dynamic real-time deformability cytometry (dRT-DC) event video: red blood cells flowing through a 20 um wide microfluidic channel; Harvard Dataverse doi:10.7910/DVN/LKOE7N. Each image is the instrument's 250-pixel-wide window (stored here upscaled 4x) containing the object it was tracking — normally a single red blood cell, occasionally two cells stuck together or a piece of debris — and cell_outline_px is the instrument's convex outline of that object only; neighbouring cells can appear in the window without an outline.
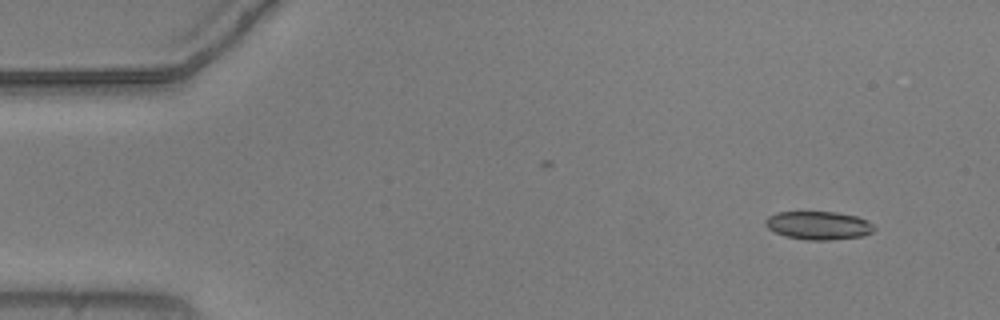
{"species": "common noctule bat (a hibernating species)", "species_latin": "Nyctalus noctula", "temperature_condition": "warm", "stored_images_in_passage": 49, "camera_frame_rate_fps": 3000, "um_per_image_px": 0.085, "animal": {"sex": "male", "body_mass_g": 20.5, "forearm_length_mm": 52.5}, "frame": {"image": 1, "passage_image": 1, "time_ms": 0.0, "image_size_px": [1000, 320], "cell_outline_px": [[876, 228], [872, 232], [864, 236], [828, 240], [808, 240], [784, 236], [768, 228], [764, 224], [764, 220], [768, 216], [776, 212], [836, 212], [856, 216], [868, 220]], "centroid_in_image_um": [69.57, 19.16], "position_along_channel_um": 15.4, "area_um2": 18.03}}
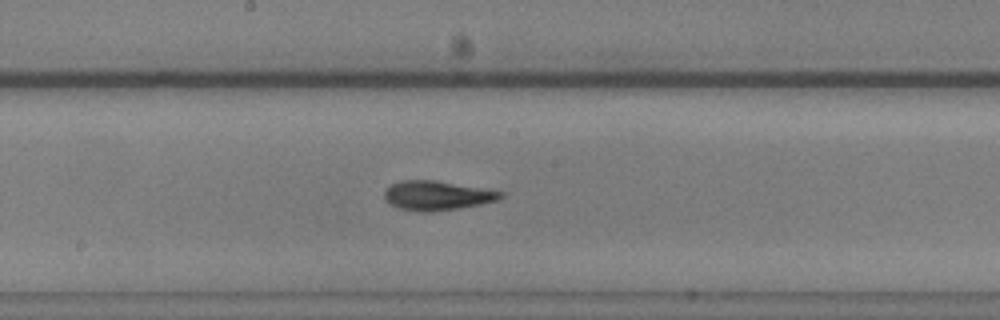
{"frame": {"image": 2, "passage_image": 25, "time_ms": 8.0, "image_size_px": [1000, 320], "cell_outline_px": [[504, 196], [500, 200], [460, 208], [432, 212], [416, 212], [400, 208], [388, 204], [384, 200], [384, 192], [392, 184], [400, 180], [436, 180], [504, 192]], "centroid_in_image_um": [37.13, 16.63], "position_along_channel_um": 211.1, "area_um2": 20.06}}
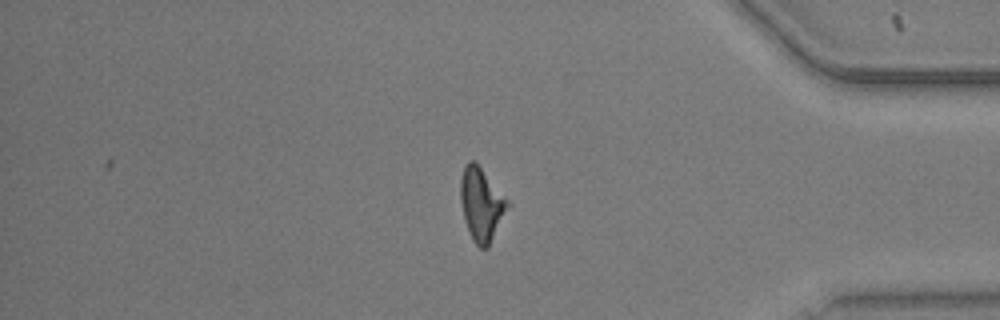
{"frame": {"image": 3, "passage_image": 42, "time_ms": 13.667, "image_size_px": [1000, 320], "cell_outline_px": [[512, 204], [488, 248], [480, 248], [472, 240], [468, 232], [464, 220], [460, 200], [460, 176], [464, 164], [468, 160], [472, 160], [480, 168]], "centroid_in_image_um": [40.92, 17.4], "position_along_channel_um": 394.3, "area_um2": 20.35}, "authors_computed_cell_mechanics": {"area_um2": 19.4208, "velocity_mm_per_s": 3.7229, "shape_relaxation_time_tau1_ms": 3.226, "shape_relaxation_time_tau2_ms": 5.4862, "deformation_change_tau1": 0.1196, "deformation_change_tau2": 0.1997}}